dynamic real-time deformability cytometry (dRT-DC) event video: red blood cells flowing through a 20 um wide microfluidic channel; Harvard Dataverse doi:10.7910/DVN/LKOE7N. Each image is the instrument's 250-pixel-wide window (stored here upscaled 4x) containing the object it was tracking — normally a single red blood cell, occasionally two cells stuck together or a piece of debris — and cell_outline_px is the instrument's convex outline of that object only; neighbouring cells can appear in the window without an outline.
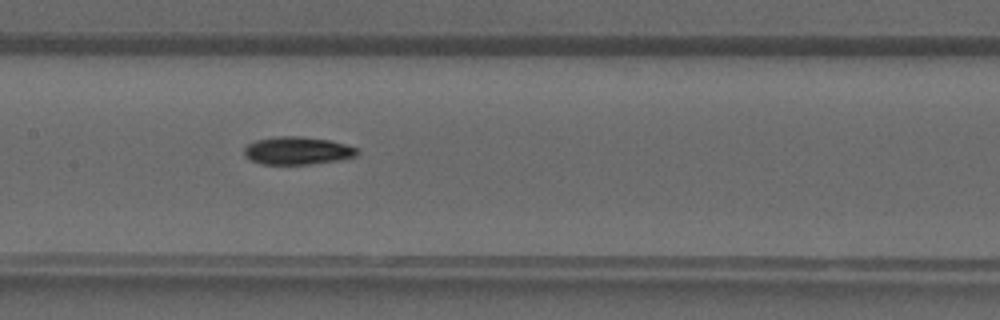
{"species": "common noctule bat (a hibernating species)", "species_latin": "Nyctalus noctula", "temperature_condition": "warm", "stored_images_in_passage": 25, "camera_frame_rate_fps": 3000, "um_per_image_px": 0.085, "animal": {"sex": "male", "forearm_length_mm": 52.5}, "frame": {"image": 1, "passage_image": 8, "time_ms": 2.333, "image_size_px": [1000, 320], "cell_outline_px": [[360, 152], [356, 156], [340, 160], [308, 164], [260, 164], [244, 156], [244, 148], [248, 144], [256, 140], [280, 136], [300, 136], [328, 140], [344, 144], [356, 148]], "centroid_in_image_um": [25.27, 12.81], "position_along_channel_um": 182.1, "area_um2": 18.21}}
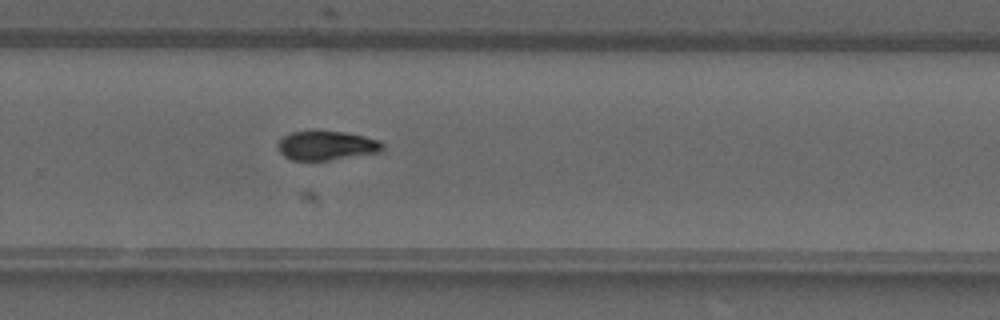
{"frame": {"image": 2, "passage_image": 15, "time_ms": 4.667, "image_size_px": [1000, 320], "cell_outline_px": [[384, 152], [328, 160], [292, 160], [284, 156], [280, 152], [276, 144], [284, 136], [292, 132], [316, 128], [344, 132], [364, 136], [380, 140], [384, 144]], "centroid_in_image_um": [27.78, 12.34], "position_along_channel_um": 302.0, "area_um2": 18.5}}
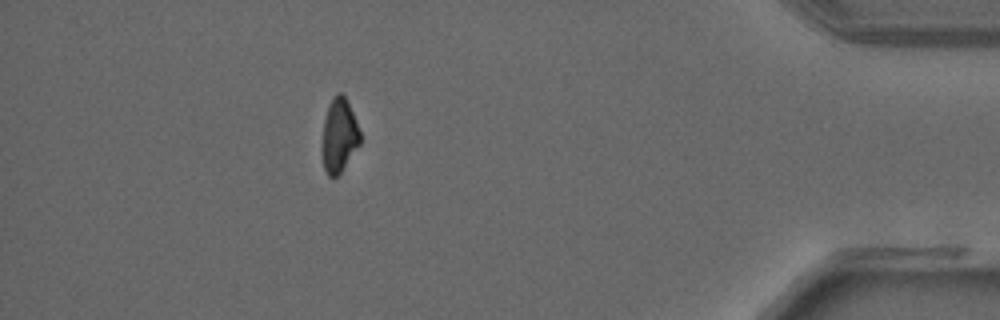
{"frame": {"image": 3, "passage_image": 24, "time_ms": 7.667, "image_size_px": [1000, 320], "cell_outline_px": [[360, 144], [340, 172], [336, 176], [328, 176], [324, 168], [320, 152], [324, 120], [332, 96], [336, 92], [340, 92], [344, 96], [356, 120], [360, 132]], "centroid_in_image_um": [28.79, 11.52], "position_along_channel_um": 406.4, "area_um2": 16.36}}